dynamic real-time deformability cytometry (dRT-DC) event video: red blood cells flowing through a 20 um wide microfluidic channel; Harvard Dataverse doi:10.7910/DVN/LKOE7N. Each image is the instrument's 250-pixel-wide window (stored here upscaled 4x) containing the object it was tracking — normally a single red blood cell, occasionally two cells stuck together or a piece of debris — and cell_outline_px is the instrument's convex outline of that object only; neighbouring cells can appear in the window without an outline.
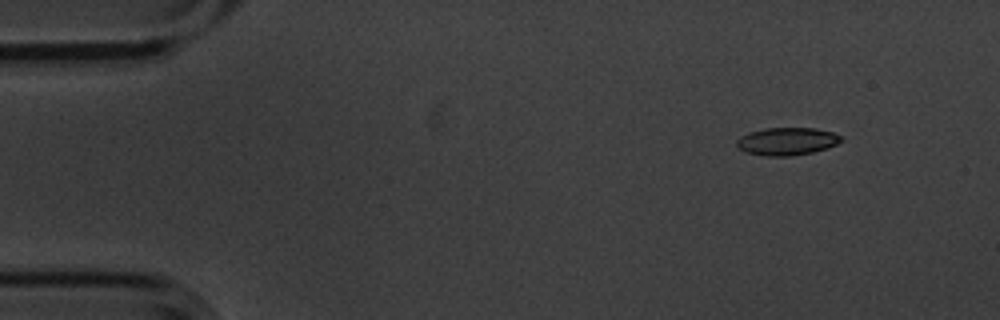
{"species": "common noctule bat (a hibernating species)", "species_latin": "Nyctalus noctula", "temperature_condition": "cold", "stored_images_in_passage": 4, "camera_frame_rate_fps": 3000, "um_per_image_px": 0.085, "animal": {"sex": "male", "body_mass_g": 20.1, "forearm_length_mm": 53.5}, "frame": {"image": 1, "passage_image": 2, "time_ms": 0.333, "image_size_px": [1000, 320], "cell_outline_px": [[844, 140], [828, 148], [812, 152], [792, 156], [764, 156], [744, 152], [736, 144], [736, 140], [740, 136], [748, 132], [764, 128], [816, 128], [832, 132], [844, 136]], "centroid_in_image_um": [66.9, 12.01], "position_along_channel_um": 18.1, "area_um2": 17.11}}
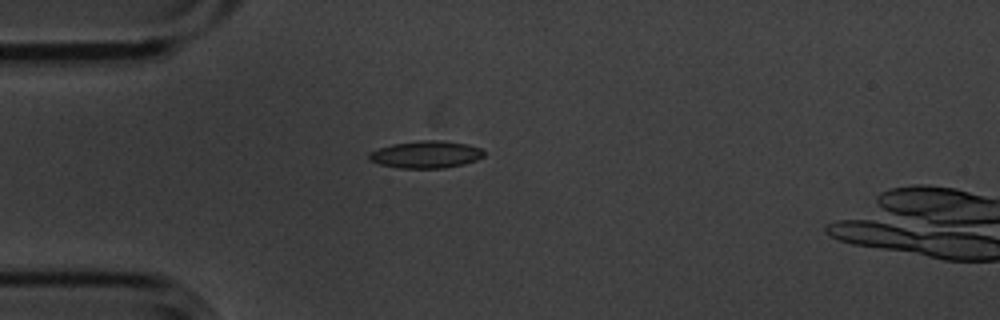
{"frame": {"image": 2, "passage_image": 4, "time_ms": 1.0, "image_size_px": [1000, 320], "cell_outline_px": [[484, 156], [476, 160], [464, 164], [444, 168], [400, 168], [380, 164], [368, 160], [368, 152], [392, 144], [420, 140], [444, 140], [468, 144], [480, 148], [484, 152]], "centroid_in_image_um": [36.2, 13.12], "position_along_channel_um": 48.8, "area_um2": 18.32}}